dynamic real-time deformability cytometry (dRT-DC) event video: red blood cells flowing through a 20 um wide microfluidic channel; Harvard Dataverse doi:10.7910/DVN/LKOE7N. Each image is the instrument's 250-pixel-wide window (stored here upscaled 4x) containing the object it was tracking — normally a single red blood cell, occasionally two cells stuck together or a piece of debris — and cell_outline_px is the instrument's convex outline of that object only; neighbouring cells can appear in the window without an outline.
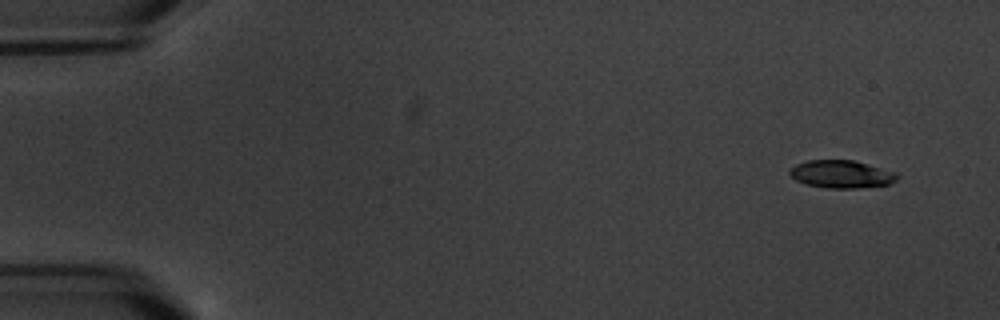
{"species": "common noctule bat (a hibernating species)", "species_latin": "Nyctalus noctula", "temperature_condition": "warm", "stored_images_in_passage": 7, "camera_frame_rate_fps": 3000, "um_per_image_px": 0.085, "animal": {"sex": "male", "body_mass_g": 20.1, "forearm_length_mm": 53.5}, "frame": {"image": 1, "passage_image": 1, "time_ms": 0.0, "image_size_px": [1000, 320], "cell_outline_px": [[900, 176], [896, 180], [888, 184], [856, 188], [828, 188], [808, 184], [796, 180], [788, 172], [796, 164], [808, 160], [852, 160], [896, 172]], "centroid_in_image_um": [71.53, 14.8], "position_along_channel_um": 13.5, "area_um2": 17.11}}
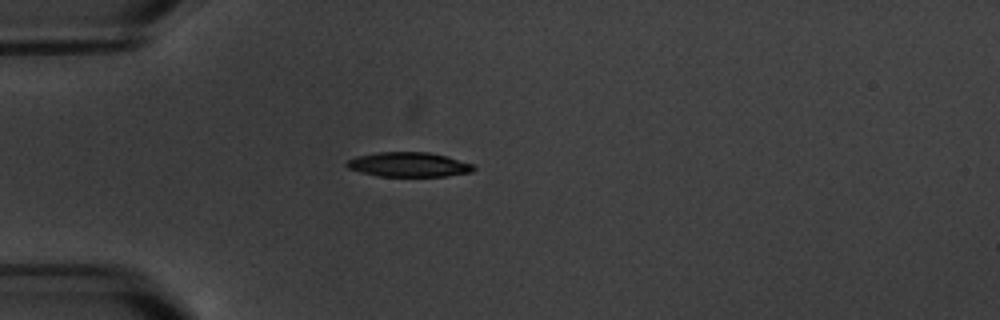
{"frame": {"image": 2, "passage_image": 4, "time_ms": 4.333, "image_size_px": [1000, 320], "cell_outline_px": [[476, 168], [472, 172], [444, 176], [380, 176], [360, 172], [348, 168], [344, 164], [348, 160], [356, 156], [376, 152], [428, 152], [448, 156], [472, 164]], "centroid_in_image_um": [34.73, 13.98], "position_along_channel_um": 50.3, "area_um2": 18.21}}
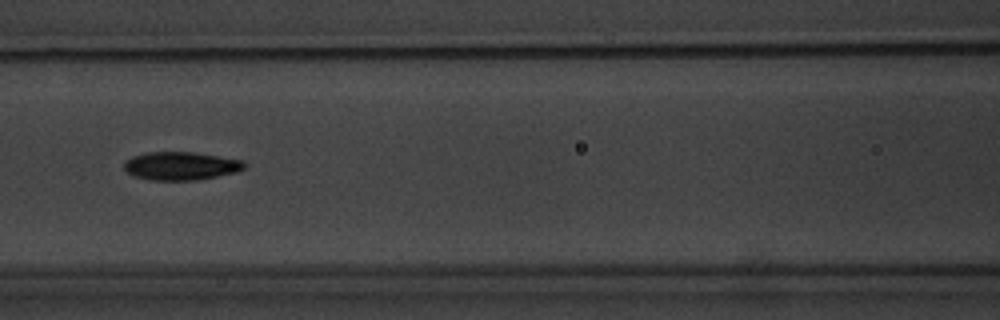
{"frame": {"image": 3, "passage_image": 7, "time_ms": 7.667, "image_size_px": [1000, 320], "cell_outline_px": [[248, 164], [244, 168], [236, 172], [196, 180], [152, 180], [132, 176], [124, 168], [124, 160], [132, 156], [148, 152], [196, 152], [244, 160]], "centroid_in_image_um": [15.38, 14.09], "position_along_channel_um": 151.2, "area_um2": 19.94}}